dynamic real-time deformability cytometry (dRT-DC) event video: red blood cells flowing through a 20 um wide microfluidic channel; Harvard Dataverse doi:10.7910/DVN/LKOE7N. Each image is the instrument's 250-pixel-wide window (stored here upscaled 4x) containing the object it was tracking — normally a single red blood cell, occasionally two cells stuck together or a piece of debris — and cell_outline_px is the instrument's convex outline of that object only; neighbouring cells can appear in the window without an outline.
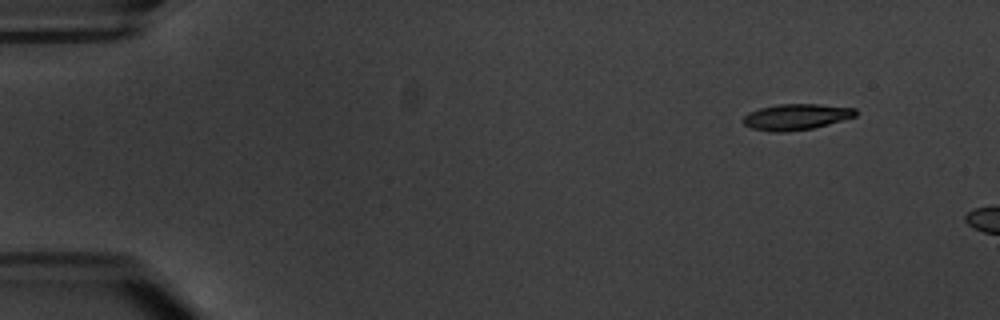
{"species": "common noctule bat (a hibernating species)", "species_latin": "Nyctalus noctula", "temperature_condition": "warm", "stored_images_in_passage": 3, "camera_frame_rate_fps": 3000, "um_per_image_px": 0.085, "animal": {"sex": "male", "body_mass_g": 20.1, "forearm_length_mm": 53.5}, "frame": {"image": 1, "passage_image": 1, "time_ms": 0.0, "image_size_px": [1000, 320], "cell_outline_px": [[856, 116], [828, 124], [812, 128], [788, 132], [772, 132], [752, 128], [744, 124], [744, 116], [748, 112], [760, 108], [776, 104], [820, 104], [856, 108]], "centroid_in_image_um": [67.67, 9.93], "position_along_channel_um": 17.3, "area_um2": 16.99}}